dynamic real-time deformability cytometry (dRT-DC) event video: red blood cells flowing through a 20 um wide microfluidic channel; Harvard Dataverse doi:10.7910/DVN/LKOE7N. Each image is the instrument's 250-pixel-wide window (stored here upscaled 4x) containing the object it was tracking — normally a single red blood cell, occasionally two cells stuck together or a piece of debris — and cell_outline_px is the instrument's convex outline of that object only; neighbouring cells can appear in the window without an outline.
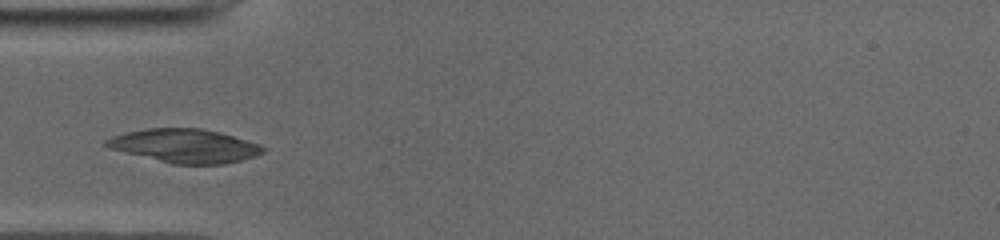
{"species": "common noctule bat (a hibernating species)", "species_latin": "Nyctalus noctula", "temperature_condition": "cold", "stored_images_in_passage": 42, "camera_frame_rate_fps": 3000, "um_per_image_px": 0.085, "animal": {"sex": "male", "body_mass_g": 19.0, "forearm_length_mm": 50.8}, "frame": {"image": 1, "passage_image": 10, "time_ms": 3.0, "image_size_px": [1000, 240], "cell_outline_px": [[268, 148], [264, 152], [256, 156], [224, 164], [172, 164], [108, 148], [104, 144], [104, 140], [112, 136], [124, 132], [144, 128], [200, 128], [220, 132], [260, 144]], "centroid_in_image_um": [15.7, 12.39], "position_along_channel_um": 69.3, "area_um2": 30.92}}
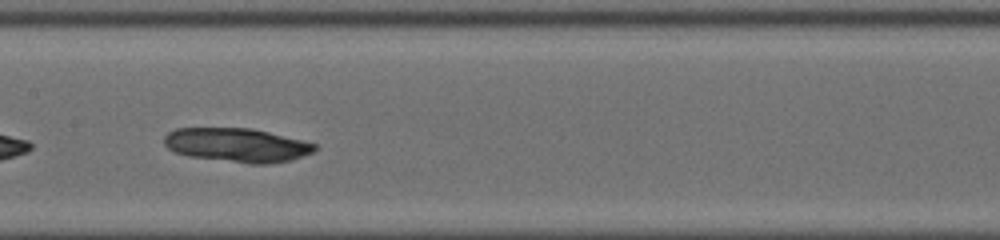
{"frame": {"image": 2, "passage_image": 19, "time_ms": 6.0, "image_size_px": [1000, 240], "cell_outline_px": [[316, 148], [312, 152], [304, 156], [292, 160], [268, 164], [252, 164], [188, 156], [176, 152], [168, 148], [164, 144], [164, 136], [168, 132], [176, 128], [252, 128], [304, 140], [316, 144]], "centroid_in_image_um": [20.16, 12.33], "position_along_channel_um": 187.2, "area_um2": 29.88}}
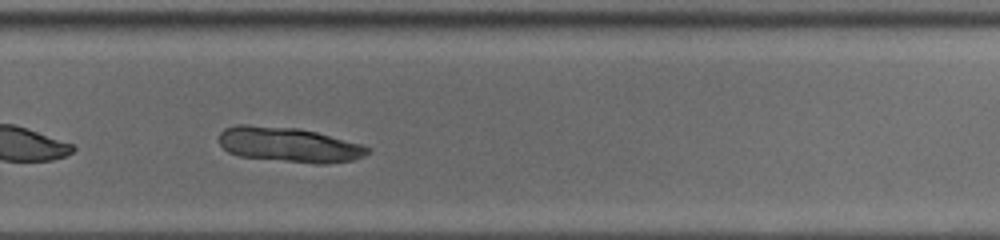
{"frame": {"image": 3, "passage_image": 28, "time_ms": 9.0, "image_size_px": [1000, 240], "cell_outline_px": [[372, 152], [364, 156], [352, 160], [328, 164], [312, 164], [240, 156], [228, 152], [220, 144], [220, 132], [224, 128], [236, 124], [248, 124], [300, 128], [316, 132], [360, 144], [372, 148]], "centroid_in_image_um": [24.57, 12.3], "position_along_channel_um": 305.2, "area_um2": 30.46}}